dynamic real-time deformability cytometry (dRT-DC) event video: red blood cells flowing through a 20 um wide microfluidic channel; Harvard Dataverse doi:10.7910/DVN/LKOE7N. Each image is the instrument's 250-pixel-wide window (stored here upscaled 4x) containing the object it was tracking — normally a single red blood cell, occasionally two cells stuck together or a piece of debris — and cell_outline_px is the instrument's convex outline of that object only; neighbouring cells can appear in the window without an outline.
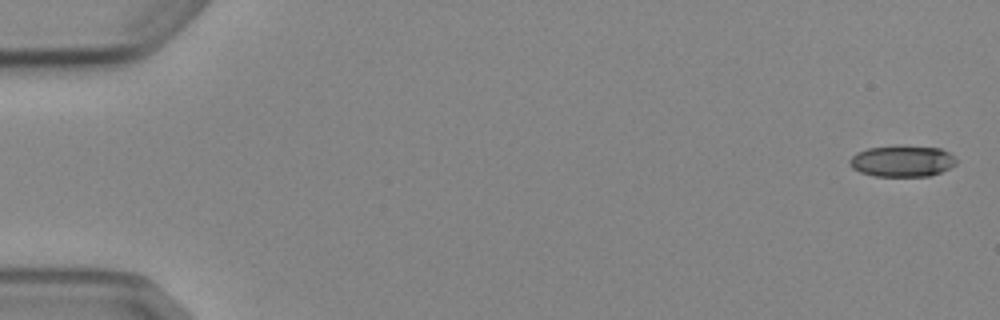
{"species": "Egyptian fruit bat (a non-hibernating species)", "species_latin": "Rousettus aegyptiacus", "temperature_condition": "cold", "stored_images_in_passage": 5, "camera_frame_rate_fps": 3000, "um_per_image_px": 0.085, "animal": {"sex": "female"}, "frame": {"image": 1, "passage_image": 1, "time_ms": 0.0, "image_size_px": [1000, 320], "cell_outline_px": [[956, 164], [940, 172], [928, 176], [876, 176], [860, 172], [852, 168], [848, 164], [848, 160], [856, 152], [868, 148], [940, 148], [948, 152], [956, 160]], "centroid_in_image_um": [76.63, 13.73], "position_along_channel_um": 8.4, "area_um2": 18.67}}
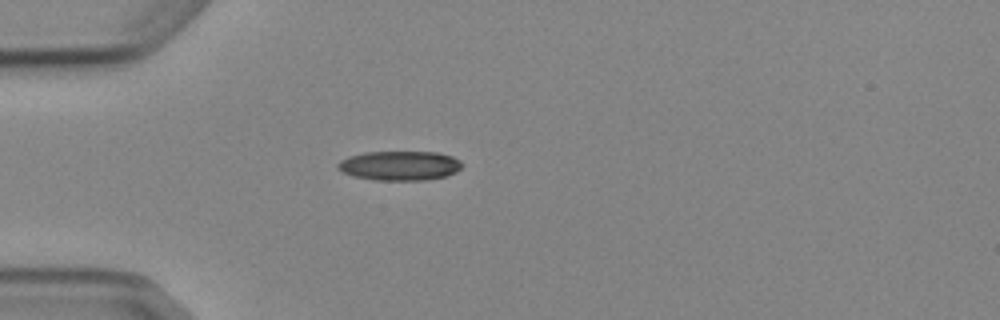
{"frame": {"image": 2, "passage_image": 5, "time_ms": 4.667, "image_size_px": [1000, 320], "cell_outline_px": [[464, 164], [456, 172], [448, 176], [428, 180], [376, 180], [352, 176], [336, 168], [336, 164], [340, 160], [348, 156], [364, 152], [436, 152], [452, 156], [460, 160]], "centroid_in_image_um": [33.98, 14.08], "position_along_channel_um": 51.0, "area_um2": 21.56}}